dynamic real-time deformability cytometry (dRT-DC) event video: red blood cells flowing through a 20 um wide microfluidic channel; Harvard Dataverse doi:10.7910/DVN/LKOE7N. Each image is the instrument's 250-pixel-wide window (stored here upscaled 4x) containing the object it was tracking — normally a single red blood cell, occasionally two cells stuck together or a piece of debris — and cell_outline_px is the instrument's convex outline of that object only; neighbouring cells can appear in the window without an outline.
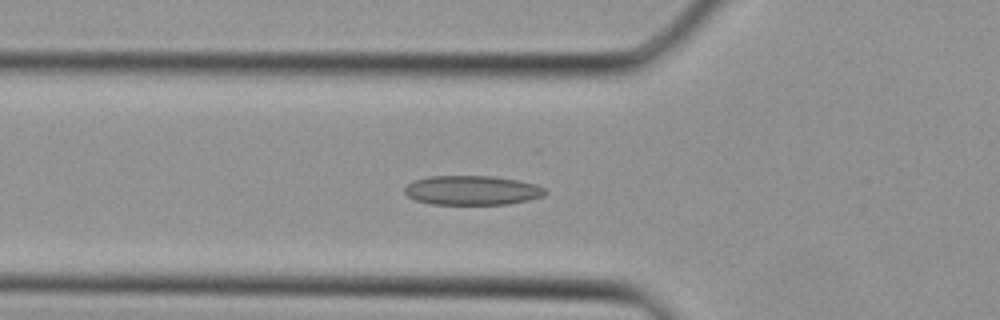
{"species": "Egyptian fruit bat (a non-hibernating species)", "species_latin": "Rousettus aegyptiacus", "temperature_condition": "cold", "stored_images_in_passage": 36, "camera_frame_rate_fps": 3000, "um_per_image_px": 0.085, "animal": {"sex": "female"}, "frame": {"image": 1, "passage_image": 12, "time_ms": 3.667, "image_size_px": [1000, 320], "cell_outline_px": [[548, 192], [544, 196], [528, 200], [508, 204], [432, 204], [416, 200], [408, 196], [404, 192], [404, 188], [412, 180], [428, 176], [492, 176], [516, 180], [536, 184], [544, 188]], "centroid_in_image_um": [40.12, 16.17], "position_along_channel_um": 85.7, "area_um2": 24.1}}
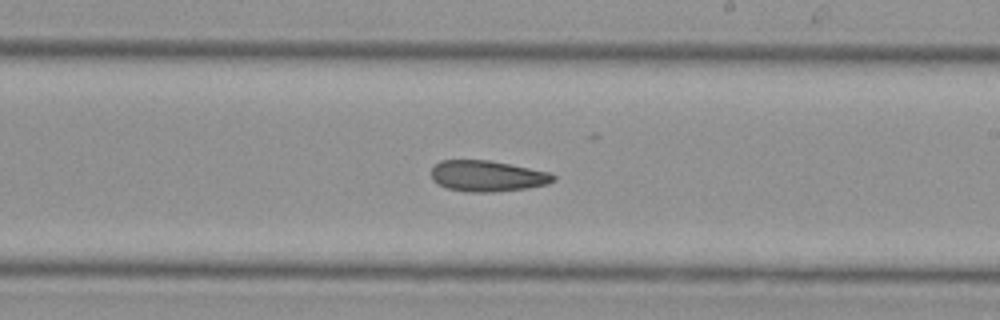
{"frame": {"image": 2, "passage_image": 21, "time_ms": 6.667, "image_size_px": [1000, 320], "cell_outline_px": [[556, 180], [548, 184], [524, 188], [492, 192], [468, 192], [448, 188], [432, 180], [432, 168], [440, 160], [488, 160], [548, 172], [556, 176]], "centroid_in_image_um": [41.42, 14.96], "position_along_channel_um": 247.6, "area_um2": 21.73}}
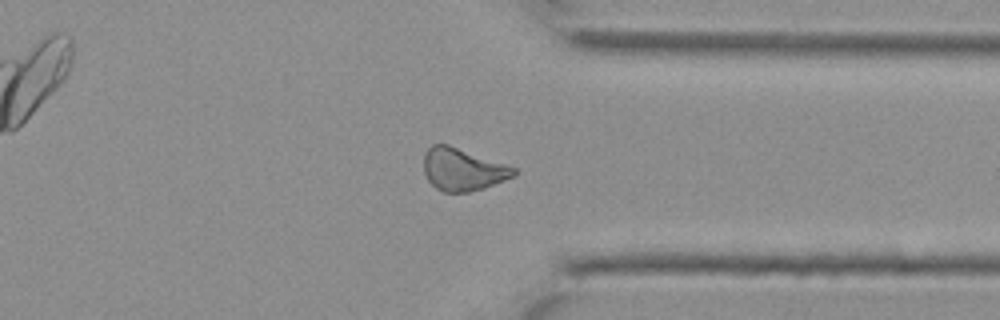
{"frame": {"image": 3, "passage_image": 28, "time_ms": 9.0, "image_size_px": [1000, 320], "cell_outline_px": [[516, 172], [512, 176], [504, 180], [484, 188], [468, 192], [444, 192], [436, 188], [428, 180], [424, 172], [424, 152], [432, 144], [448, 144], [516, 168]], "centroid_in_image_um": [39.29, 14.4], "position_along_channel_um": 372.1, "area_um2": 22.02}}